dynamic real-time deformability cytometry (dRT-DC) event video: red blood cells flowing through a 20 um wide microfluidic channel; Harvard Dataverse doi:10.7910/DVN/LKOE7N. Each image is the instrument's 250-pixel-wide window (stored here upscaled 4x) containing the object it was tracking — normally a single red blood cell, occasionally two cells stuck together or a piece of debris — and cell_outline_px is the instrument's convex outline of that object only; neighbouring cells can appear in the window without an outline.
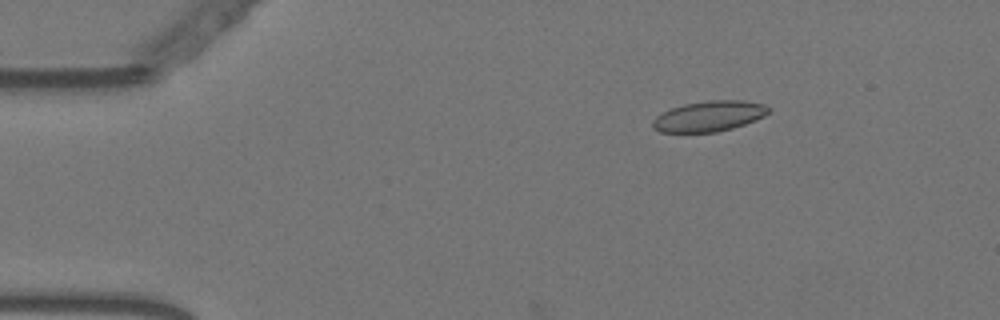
{"species": "Egyptian fruit bat (a non-hibernating species)", "species_latin": "Rousettus aegyptiacus", "temperature_condition": "warm", "stored_images_in_passage": 12, "camera_frame_rate_fps": 3000, "um_per_image_px": 0.085, "animal": {"sex": "female"}, "frame": {"image": 1, "passage_image": 9, "time_ms": 2.667, "image_size_px": [1000, 320], "cell_outline_px": [[768, 112], [764, 116], [756, 120], [732, 128], [716, 132], [660, 132], [652, 128], [652, 120], [656, 116], [672, 108], [684, 104], [708, 100], [744, 100], [764, 104], [768, 108]], "centroid_in_image_um": [60.25, 9.87], "position_along_channel_um": 24.7, "area_um2": 20.52}}